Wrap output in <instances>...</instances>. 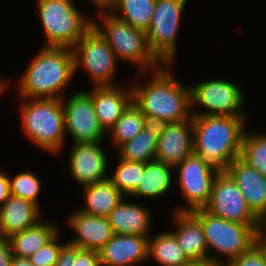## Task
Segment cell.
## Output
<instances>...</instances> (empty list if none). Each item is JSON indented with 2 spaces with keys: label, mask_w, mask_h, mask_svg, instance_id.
Returning <instances> with one entry per match:
<instances>
[{
  "label": "cell",
  "mask_w": 266,
  "mask_h": 266,
  "mask_svg": "<svg viewBox=\"0 0 266 266\" xmlns=\"http://www.w3.org/2000/svg\"><path fill=\"white\" fill-rule=\"evenodd\" d=\"M174 67L163 64L154 71L136 72L130 84L132 100L150 124L182 122L192 116L190 84L171 72Z\"/></svg>",
  "instance_id": "obj_1"
},
{
  "label": "cell",
  "mask_w": 266,
  "mask_h": 266,
  "mask_svg": "<svg viewBox=\"0 0 266 266\" xmlns=\"http://www.w3.org/2000/svg\"><path fill=\"white\" fill-rule=\"evenodd\" d=\"M192 118L194 154L219 172L226 171L240 156L249 116L204 115Z\"/></svg>",
  "instance_id": "obj_2"
},
{
  "label": "cell",
  "mask_w": 266,
  "mask_h": 266,
  "mask_svg": "<svg viewBox=\"0 0 266 266\" xmlns=\"http://www.w3.org/2000/svg\"><path fill=\"white\" fill-rule=\"evenodd\" d=\"M26 66L17 80L16 91L22 99H62L75 77L71 48L42 46Z\"/></svg>",
  "instance_id": "obj_3"
},
{
  "label": "cell",
  "mask_w": 266,
  "mask_h": 266,
  "mask_svg": "<svg viewBox=\"0 0 266 266\" xmlns=\"http://www.w3.org/2000/svg\"><path fill=\"white\" fill-rule=\"evenodd\" d=\"M18 107L21 131L37 148L59 154L66 146L64 109L61 99H22Z\"/></svg>",
  "instance_id": "obj_4"
},
{
  "label": "cell",
  "mask_w": 266,
  "mask_h": 266,
  "mask_svg": "<svg viewBox=\"0 0 266 266\" xmlns=\"http://www.w3.org/2000/svg\"><path fill=\"white\" fill-rule=\"evenodd\" d=\"M202 225L209 251V261L226 266L248 251L261 235L250 225L240 224L217 217L204 208L190 212Z\"/></svg>",
  "instance_id": "obj_5"
},
{
  "label": "cell",
  "mask_w": 266,
  "mask_h": 266,
  "mask_svg": "<svg viewBox=\"0 0 266 266\" xmlns=\"http://www.w3.org/2000/svg\"><path fill=\"white\" fill-rule=\"evenodd\" d=\"M94 17L93 26L107 40L118 61L137 66V73L154 71L163 65L149 49L145 31L118 19L110 12L98 13Z\"/></svg>",
  "instance_id": "obj_6"
},
{
  "label": "cell",
  "mask_w": 266,
  "mask_h": 266,
  "mask_svg": "<svg viewBox=\"0 0 266 266\" xmlns=\"http://www.w3.org/2000/svg\"><path fill=\"white\" fill-rule=\"evenodd\" d=\"M40 25L46 47L73 49L76 43L93 26L92 16L82 13L75 0H37Z\"/></svg>",
  "instance_id": "obj_7"
},
{
  "label": "cell",
  "mask_w": 266,
  "mask_h": 266,
  "mask_svg": "<svg viewBox=\"0 0 266 266\" xmlns=\"http://www.w3.org/2000/svg\"><path fill=\"white\" fill-rule=\"evenodd\" d=\"M190 88L192 116H248L244 109L246 95L241 85L229 79H204L194 82Z\"/></svg>",
  "instance_id": "obj_8"
},
{
  "label": "cell",
  "mask_w": 266,
  "mask_h": 266,
  "mask_svg": "<svg viewBox=\"0 0 266 266\" xmlns=\"http://www.w3.org/2000/svg\"><path fill=\"white\" fill-rule=\"evenodd\" d=\"M189 1L156 0L153 17L145 33L149 49L164 65L176 63L179 28Z\"/></svg>",
  "instance_id": "obj_9"
},
{
  "label": "cell",
  "mask_w": 266,
  "mask_h": 266,
  "mask_svg": "<svg viewBox=\"0 0 266 266\" xmlns=\"http://www.w3.org/2000/svg\"><path fill=\"white\" fill-rule=\"evenodd\" d=\"M73 52L75 76L83 70L90 78L91 86L117 85L115 76L120 62L94 26L76 43Z\"/></svg>",
  "instance_id": "obj_10"
},
{
  "label": "cell",
  "mask_w": 266,
  "mask_h": 266,
  "mask_svg": "<svg viewBox=\"0 0 266 266\" xmlns=\"http://www.w3.org/2000/svg\"><path fill=\"white\" fill-rule=\"evenodd\" d=\"M174 172L177 174L174 176L177 192L186 204L173 206L172 211L191 212L204 208L209 203L213 182L219 171L193 153L177 165Z\"/></svg>",
  "instance_id": "obj_11"
},
{
  "label": "cell",
  "mask_w": 266,
  "mask_h": 266,
  "mask_svg": "<svg viewBox=\"0 0 266 266\" xmlns=\"http://www.w3.org/2000/svg\"><path fill=\"white\" fill-rule=\"evenodd\" d=\"M204 209L225 220L250 225L261 235L262 221L248 207L237 184L226 171L216 175L209 203Z\"/></svg>",
  "instance_id": "obj_12"
},
{
  "label": "cell",
  "mask_w": 266,
  "mask_h": 266,
  "mask_svg": "<svg viewBox=\"0 0 266 266\" xmlns=\"http://www.w3.org/2000/svg\"><path fill=\"white\" fill-rule=\"evenodd\" d=\"M65 134L72 144L105 142L107 133L101 127L90 94L85 90L74 91L62 99ZM104 140V141H103Z\"/></svg>",
  "instance_id": "obj_13"
},
{
  "label": "cell",
  "mask_w": 266,
  "mask_h": 266,
  "mask_svg": "<svg viewBox=\"0 0 266 266\" xmlns=\"http://www.w3.org/2000/svg\"><path fill=\"white\" fill-rule=\"evenodd\" d=\"M66 164L71 179L81 188L109 176V156L103 142L70 145Z\"/></svg>",
  "instance_id": "obj_14"
},
{
  "label": "cell",
  "mask_w": 266,
  "mask_h": 266,
  "mask_svg": "<svg viewBox=\"0 0 266 266\" xmlns=\"http://www.w3.org/2000/svg\"><path fill=\"white\" fill-rule=\"evenodd\" d=\"M194 153L193 118L159 125L155 160L176 167Z\"/></svg>",
  "instance_id": "obj_15"
},
{
  "label": "cell",
  "mask_w": 266,
  "mask_h": 266,
  "mask_svg": "<svg viewBox=\"0 0 266 266\" xmlns=\"http://www.w3.org/2000/svg\"><path fill=\"white\" fill-rule=\"evenodd\" d=\"M73 211L65 223L74 235L65 241L81 249L98 252L114 235L107 217L87 214L78 209Z\"/></svg>",
  "instance_id": "obj_16"
},
{
  "label": "cell",
  "mask_w": 266,
  "mask_h": 266,
  "mask_svg": "<svg viewBox=\"0 0 266 266\" xmlns=\"http://www.w3.org/2000/svg\"><path fill=\"white\" fill-rule=\"evenodd\" d=\"M148 237L114 234L98 251L102 266H141L148 261Z\"/></svg>",
  "instance_id": "obj_17"
},
{
  "label": "cell",
  "mask_w": 266,
  "mask_h": 266,
  "mask_svg": "<svg viewBox=\"0 0 266 266\" xmlns=\"http://www.w3.org/2000/svg\"><path fill=\"white\" fill-rule=\"evenodd\" d=\"M125 197L107 216L113 234L137 235L150 237L154 211L152 207L143 205Z\"/></svg>",
  "instance_id": "obj_18"
},
{
  "label": "cell",
  "mask_w": 266,
  "mask_h": 266,
  "mask_svg": "<svg viewBox=\"0 0 266 266\" xmlns=\"http://www.w3.org/2000/svg\"><path fill=\"white\" fill-rule=\"evenodd\" d=\"M90 89L86 91L92 99L97 119L107 133L132 101V88L130 85L123 88L122 84H117L92 86Z\"/></svg>",
  "instance_id": "obj_19"
},
{
  "label": "cell",
  "mask_w": 266,
  "mask_h": 266,
  "mask_svg": "<svg viewBox=\"0 0 266 266\" xmlns=\"http://www.w3.org/2000/svg\"><path fill=\"white\" fill-rule=\"evenodd\" d=\"M226 172L237 184L248 207L263 221L266 218V177L239 158L233 160Z\"/></svg>",
  "instance_id": "obj_20"
},
{
  "label": "cell",
  "mask_w": 266,
  "mask_h": 266,
  "mask_svg": "<svg viewBox=\"0 0 266 266\" xmlns=\"http://www.w3.org/2000/svg\"><path fill=\"white\" fill-rule=\"evenodd\" d=\"M174 234L190 261H209V251L201 223L190 212L171 213ZM175 229V230H174Z\"/></svg>",
  "instance_id": "obj_21"
},
{
  "label": "cell",
  "mask_w": 266,
  "mask_h": 266,
  "mask_svg": "<svg viewBox=\"0 0 266 266\" xmlns=\"http://www.w3.org/2000/svg\"><path fill=\"white\" fill-rule=\"evenodd\" d=\"M175 175L172 166L157 160L147 162L137 188L128 198L139 201L141 198L156 200L166 197L175 185Z\"/></svg>",
  "instance_id": "obj_22"
},
{
  "label": "cell",
  "mask_w": 266,
  "mask_h": 266,
  "mask_svg": "<svg viewBox=\"0 0 266 266\" xmlns=\"http://www.w3.org/2000/svg\"><path fill=\"white\" fill-rule=\"evenodd\" d=\"M43 211L34 203L10 195L0 208V233L10 237L35 225L44 217Z\"/></svg>",
  "instance_id": "obj_23"
},
{
  "label": "cell",
  "mask_w": 266,
  "mask_h": 266,
  "mask_svg": "<svg viewBox=\"0 0 266 266\" xmlns=\"http://www.w3.org/2000/svg\"><path fill=\"white\" fill-rule=\"evenodd\" d=\"M81 189L83 202L77 209L91 215L107 217L125 198L109 177Z\"/></svg>",
  "instance_id": "obj_24"
},
{
  "label": "cell",
  "mask_w": 266,
  "mask_h": 266,
  "mask_svg": "<svg viewBox=\"0 0 266 266\" xmlns=\"http://www.w3.org/2000/svg\"><path fill=\"white\" fill-rule=\"evenodd\" d=\"M57 221L42 218L35 225L9 237L13 256L29 258L51 241L62 229Z\"/></svg>",
  "instance_id": "obj_25"
},
{
  "label": "cell",
  "mask_w": 266,
  "mask_h": 266,
  "mask_svg": "<svg viewBox=\"0 0 266 266\" xmlns=\"http://www.w3.org/2000/svg\"><path fill=\"white\" fill-rule=\"evenodd\" d=\"M153 235L148 240V261L158 266H182L190 261L170 229Z\"/></svg>",
  "instance_id": "obj_26"
},
{
  "label": "cell",
  "mask_w": 266,
  "mask_h": 266,
  "mask_svg": "<svg viewBox=\"0 0 266 266\" xmlns=\"http://www.w3.org/2000/svg\"><path fill=\"white\" fill-rule=\"evenodd\" d=\"M159 125L148 123L133 139L122 144L115 154L127 161L147 163L156 157Z\"/></svg>",
  "instance_id": "obj_27"
},
{
  "label": "cell",
  "mask_w": 266,
  "mask_h": 266,
  "mask_svg": "<svg viewBox=\"0 0 266 266\" xmlns=\"http://www.w3.org/2000/svg\"><path fill=\"white\" fill-rule=\"evenodd\" d=\"M148 124L146 116L132 100L124 109L120 118L114 126L107 132L106 139L109 137L110 146L116 151L122 144L133 139Z\"/></svg>",
  "instance_id": "obj_28"
},
{
  "label": "cell",
  "mask_w": 266,
  "mask_h": 266,
  "mask_svg": "<svg viewBox=\"0 0 266 266\" xmlns=\"http://www.w3.org/2000/svg\"><path fill=\"white\" fill-rule=\"evenodd\" d=\"M155 5L156 0H115L110 13L146 32L153 17Z\"/></svg>",
  "instance_id": "obj_29"
},
{
  "label": "cell",
  "mask_w": 266,
  "mask_h": 266,
  "mask_svg": "<svg viewBox=\"0 0 266 266\" xmlns=\"http://www.w3.org/2000/svg\"><path fill=\"white\" fill-rule=\"evenodd\" d=\"M248 129H245L242 137L239 159L266 177V131Z\"/></svg>",
  "instance_id": "obj_30"
},
{
  "label": "cell",
  "mask_w": 266,
  "mask_h": 266,
  "mask_svg": "<svg viewBox=\"0 0 266 266\" xmlns=\"http://www.w3.org/2000/svg\"><path fill=\"white\" fill-rule=\"evenodd\" d=\"M115 169H109V178L114 186L125 196L128 197L138 186L144 172L146 163L127 161L116 155Z\"/></svg>",
  "instance_id": "obj_31"
},
{
  "label": "cell",
  "mask_w": 266,
  "mask_h": 266,
  "mask_svg": "<svg viewBox=\"0 0 266 266\" xmlns=\"http://www.w3.org/2000/svg\"><path fill=\"white\" fill-rule=\"evenodd\" d=\"M14 177H10L9 175V187H10V195L19 197L24 200H28L34 204H36L40 209L43 207L40 205V194H41V181L31 170L19 172L15 175L11 174Z\"/></svg>",
  "instance_id": "obj_32"
},
{
  "label": "cell",
  "mask_w": 266,
  "mask_h": 266,
  "mask_svg": "<svg viewBox=\"0 0 266 266\" xmlns=\"http://www.w3.org/2000/svg\"><path fill=\"white\" fill-rule=\"evenodd\" d=\"M61 233L63 232L60 231L51 241L28 258L34 266H55L59 253L66 243L61 241Z\"/></svg>",
  "instance_id": "obj_33"
},
{
  "label": "cell",
  "mask_w": 266,
  "mask_h": 266,
  "mask_svg": "<svg viewBox=\"0 0 266 266\" xmlns=\"http://www.w3.org/2000/svg\"><path fill=\"white\" fill-rule=\"evenodd\" d=\"M226 266H266V241L261 237L248 251L241 254Z\"/></svg>",
  "instance_id": "obj_34"
},
{
  "label": "cell",
  "mask_w": 266,
  "mask_h": 266,
  "mask_svg": "<svg viewBox=\"0 0 266 266\" xmlns=\"http://www.w3.org/2000/svg\"><path fill=\"white\" fill-rule=\"evenodd\" d=\"M73 266H102L97 251L81 249L77 246V256Z\"/></svg>",
  "instance_id": "obj_35"
},
{
  "label": "cell",
  "mask_w": 266,
  "mask_h": 266,
  "mask_svg": "<svg viewBox=\"0 0 266 266\" xmlns=\"http://www.w3.org/2000/svg\"><path fill=\"white\" fill-rule=\"evenodd\" d=\"M77 256V246L66 241L63 245L55 266H73V262Z\"/></svg>",
  "instance_id": "obj_36"
},
{
  "label": "cell",
  "mask_w": 266,
  "mask_h": 266,
  "mask_svg": "<svg viewBox=\"0 0 266 266\" xmlns=\"http://www.w3.org/2000/svg\"><path fill=\"white\" fill-rule=\"evenodd\" d=\"M10 197L9 175L4 169H0V208Z\"/></svg>",
  "instance_id": "obj_37"
},
{
  "label": "cell",
  "mask_w": 266,
  "mask_h": 266,
  "mask_svg": "<svg viewBox=\"0 0 266 266\" xmlns=\"http://www.w3.org/2000/svg\"><path fill=\"white\" fill-rule=\"evenodd\" d=\"M13 253L9 237L4 236L0 233V259H12Z\"/></svg>",
  "instance_id": "obj_38"
},
{
  "label": "cell",
  "mask_w": 266,
  "mask_h": 266,
  "mask_svg": "<svg viewBox=\"0 0 266 266\" xmlns=\"http://www.w3.org/2000/svg\"><path fill=\"white\" fill-rule=\"evenodd\" d=\"M90 4L95 5L94 9H97V14L102 12H110L114 6L115 0H86Z\"/></svg>",
  "instance_id": "obj_39"
},
{
  "label": "cell",
  "mask_w": 266,
  "mask_h": 266,
  "mask_svg": "<svg viewBox=\"0 0 266 266\" xmlns=\"http://www.w3.org/2000/svg\"><path fill=\"white\" fill-rule=\"evenodd\" d=\"M10 266H34L28 258L12 257Z\"/></svg>",
  "instance_id": "obj_40"
},
{
  "label": "cell",
  "mask_w": 266,
  "mask_h": 266,
  "mask_svg": "<svg viewBox=\"0 0 266 266\" xmlns=\"http://www.w3.org/2000/svg\"><path fill=\"white\" fill-rule=\"evenodd\" d=\"M8 85L9 82L7 81V79L0 77V99L3 98L6 92L8 93L7 89H10Z\"/></svg>",
  "instance_id": "obj_41"
},
{
  "label": "cell",
  "mask_w": 266,
  "mask_h": 266,
  "mask_svg": "<svg viewBox=\"0 0 266 266\" xmlns=\"http://www.w3.org/2000/svg\"><path fill=\"white\" fill-rule=\"evenodd\" d=\"M182 266H219L210 261H189L187 264Z\"/></svg>",
  "instance_id": "obj_42"
},
{
  "label": "cell",
  "mask_w": 266,
  "mask_h": 266,
  "mask_svg": "<svg viewBox=\"0 0 266 266\" xmlns=\"http://www.w3.org/2000/svg\"><path fill=\"white\" fill-rule=\"evenodd\" d=\"M261 238L266 241V218L262 221Z\"/></svg>",
  "instance_id": "obj_43"
},
{
  "label": "cell",
  "mask_w": 266,
  "mask_h": 266,
  "mask_svg": "<svg viewBox=\"0 0 266 266\" xmlns=\"http://www.w3.org/2000/svg\"><path fill=\"white\" fill-rule=\"evenodd\" d=\"M12 259H0V266H10Z\"/></svg>",
  "instance_id": "obj_44"
}]
</instances>
